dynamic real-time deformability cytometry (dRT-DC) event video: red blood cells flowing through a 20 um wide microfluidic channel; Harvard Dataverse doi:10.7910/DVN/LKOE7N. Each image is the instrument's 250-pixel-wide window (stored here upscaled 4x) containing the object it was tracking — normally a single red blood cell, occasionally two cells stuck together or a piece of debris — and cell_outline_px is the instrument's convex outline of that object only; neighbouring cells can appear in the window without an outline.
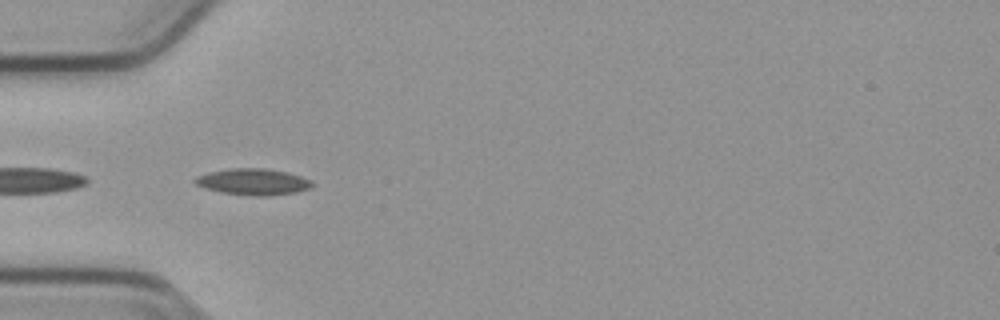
{"species": "common noctule bat (a hibernating species)", "species_latin": "Nyctalus noctula", "temperature_condition": "cold", "stored_images_in_passage": 7, "camera_frame_rate_fps": 3000, "um_per_image_px": 0.085, "animal": {"sex": "male", "body_mass_g": 23.1, "forearm_length_mm": 52.7}, "frame": {"image": 1, "passage_image": 1, "time_ms": 0.0, "image_size_px": [1000, 320], "cell_outline_px": [[316, 184], [312, 188], [296, 192], [264, 196], [256, 196], [220, 192], [204, 188], [196, 184], [192, 180], [196, 176], [208, 172], [228, 168], [264, 168], [288, 172], [312, 180]], "centroid_in_image_um": [21.52, 15.44], "position_along_channel_um": 63.5, "area_um2": 18.21}}
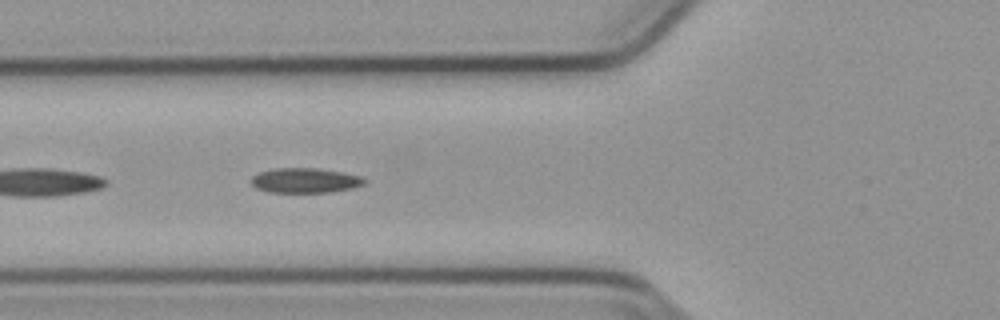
{"frame": {"image": 2, "passage_image": 4, "time_ms": 1.0, "image_size_px": [1000, 320], "cell_outline_px": [[368, 180], [364, 184], [352, 188], [328, 192], [268, 192], [256, 188], [248, 180], [252, 176], [260, 172], [272, 168], [316, 168], [344, 172], [360, 176]], "centroid_in_image_um": [25.91, 15.33], "position_along_channel_um": 99.9, "area_um2": 16.53}}